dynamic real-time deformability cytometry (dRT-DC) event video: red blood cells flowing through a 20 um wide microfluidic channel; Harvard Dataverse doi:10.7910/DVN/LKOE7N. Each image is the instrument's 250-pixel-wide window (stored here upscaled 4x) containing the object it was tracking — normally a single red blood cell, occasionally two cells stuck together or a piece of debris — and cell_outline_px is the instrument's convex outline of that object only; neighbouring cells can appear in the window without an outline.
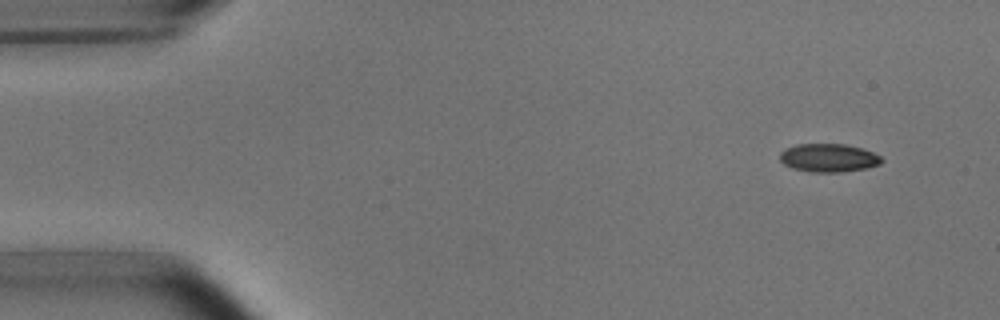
{"species": "common noctule bat (a hibernating species)", "species_latin": "Nyctalus noctula", "temperature_condition": "room temperature", "stored_images_in_passage": 4, "camera_frame_rate_fps": 3000, "um_per_image_px": 0.085, "animal": {"sex": "male", "body_mass_g": 15.6}, "frame": {"image": 1, "passage_image": 1, "time_ms": 0.0, "image_size_px": [1000, 320], "cell_outline_px": [[884, 160], [880, 164], [868, 168], [840, 172], [812, 172], [792, 168], [784, 164], [780, 160], [780, 152], [784, 148], [796, 144], [844, 144], [860, 148], [872, 152], [880, 156]], "centroid_in_image_um": [70.41, 13.42], "position_along_channel_um": 14.6, "area_um2": 16.82}}
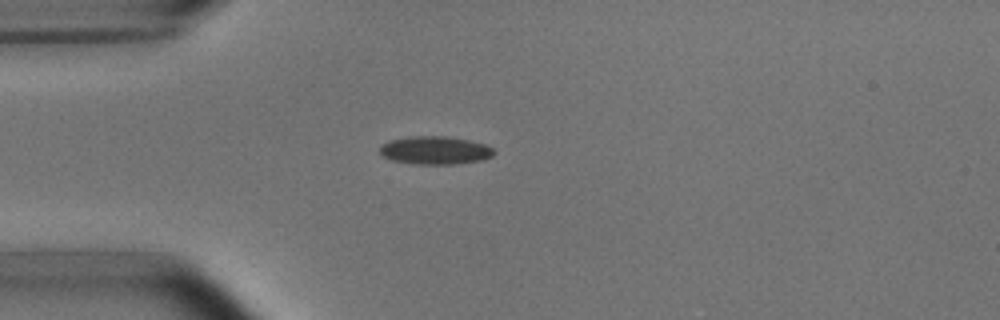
{"frame": {"image": 2, "passage_image": 4, "time_ms": 3.333, "image_size_px": [1000, 320], "cell_outline_px": [[496, 152], [492, 156], [480, 160], [452, 164], [416, 164], [392, 160], [380, 156], [380, 144], [388, 140], [408, 136], [448, 136], [468, 140], [484, 144], [492, 148]], "centroid_in_image_um": [36.92, 12.76], "position_along_channel_um": 48.1, "area_um2": 18.79}}